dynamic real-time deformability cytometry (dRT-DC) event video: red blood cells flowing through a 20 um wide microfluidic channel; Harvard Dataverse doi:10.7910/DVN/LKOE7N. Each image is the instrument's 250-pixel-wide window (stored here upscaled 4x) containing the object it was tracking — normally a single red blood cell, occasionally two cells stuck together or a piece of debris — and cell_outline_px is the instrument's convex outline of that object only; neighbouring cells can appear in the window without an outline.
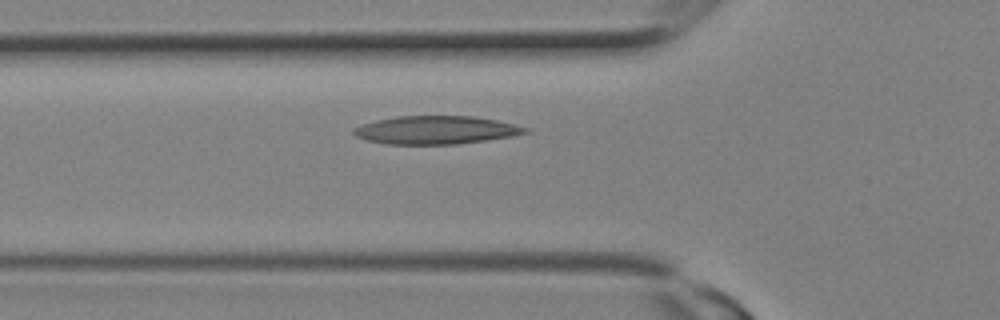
{"species": "Egyptian fruit bat (a non-hibernating species)", "species_latin": "Rousettus aegyptiacus", "temperature_condition": "room temperature", "stored_images_in_passage": 13, "camera_frame_rate_fps": 3000, "um_per_image_px": 0.085, "animal": {"sex": "female"}, "frame": {"image": 1, "passage_image": 4, "time_ms": 1.0, "image_size_px": [1000, 320], "cell_outline_px": [[528, 132], [512, 136], [456, 144], [384, 144], [368, 140], [356, 136], [352, 132], [352, 128], [376, 120], [396, 116], [472, 116], [496, 120], [528, 128]], "centroid_in_image_um": [37.01, 11.05], "position_along_channel_um": 88.8, "area_um2": 27.92}}
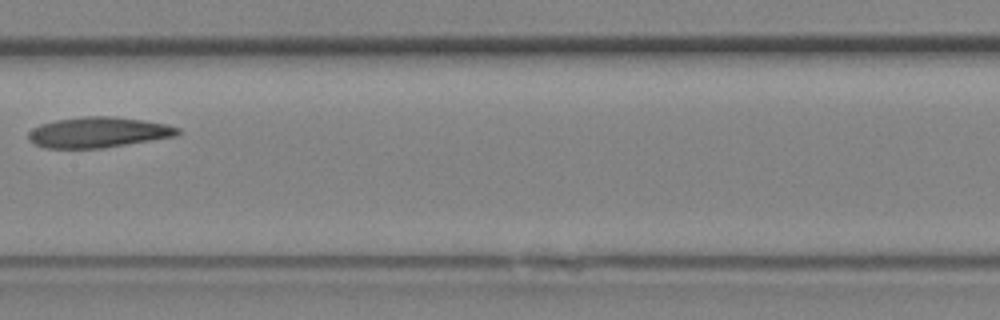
{"frame": {"image": 2, "passage_image": 8, "time_ms": 2.333, "image_size_px": [1000, 320], "cell_outline_px": [[180, 136], [100, 148], [44, 148], [32, 144], [28, 140], [28, 132], [32, 128], [40, 124], [56, 120], [80, 116], [116, 116], [164, 124], [180, 128]], "centroid_in_image_um": [8.32, 11.25], "position_along_channel_um": 199.1, "area_um2": 26.76}}
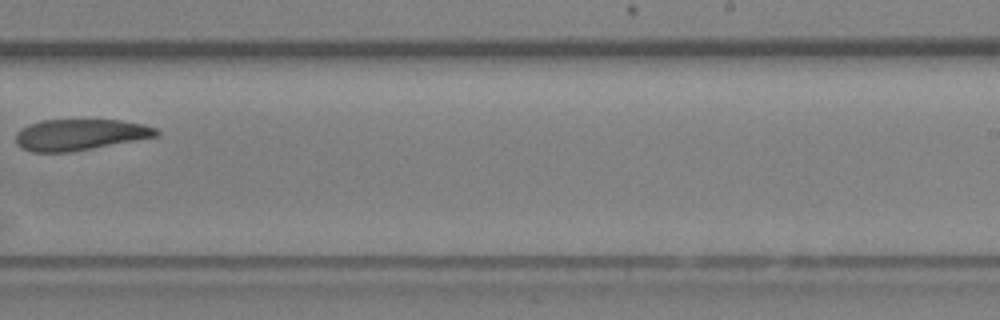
{"frame": {"image": 3, "passage_image": 11, "time_ms": 3.333, "image_size_px": [1000, 320], "cell_outline_px": [[160, 136], [92, 148], [68, 152], [32, 152], [20, 148], [16, 144], [16, 132], [20, 128], [28, 124], [40, 120], [120, 120], [144, 124], [156, 128], [160, 132]], "centroid_in_image_um": [6.78, 11.44], "position_along_channel_um": 282.2, "area_um2": 25.72}}